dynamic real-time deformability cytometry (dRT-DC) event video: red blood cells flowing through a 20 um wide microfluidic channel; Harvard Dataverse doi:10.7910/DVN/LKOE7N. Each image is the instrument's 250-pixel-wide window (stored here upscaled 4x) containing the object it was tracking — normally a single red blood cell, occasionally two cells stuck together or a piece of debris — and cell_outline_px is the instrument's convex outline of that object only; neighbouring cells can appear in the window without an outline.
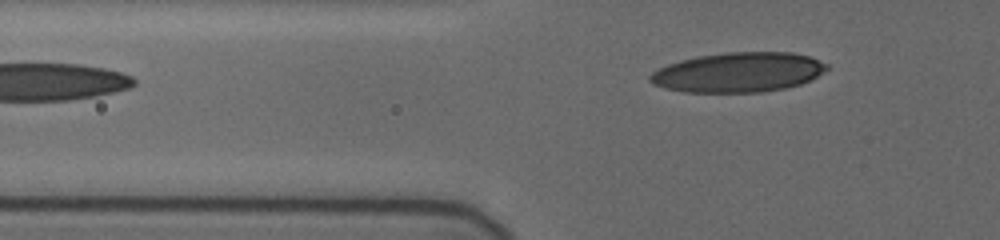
{"species": "human", "species_latin": "Homo sapiens", "temperature_condition": "cold", "stored_images_in_passage": 29, "camera_frame_rate_fps": 3000, "um_per_image_px": 0.085, "donor": {"sex": "female"}, "frame": {"image": 1, "passage_image": 2, "time_ms": 0.333, "image_size_px": [1000, 240], "cell_outline_px": [[828, 68], [812, 80], [800, 84], [784, 88], [760, 92], [684, 92], [664, 88], [652, 84], [648, 80], [648, 76], [652, 72], [668, 64], [680, 60], [700, 56], [724, 52], [792, 52], [808, 56], [828, 64]], "centroid_in_image_um": [62.74, 6.15], "position_along_channel_um": 63.1, "area_um2": 40.98}}
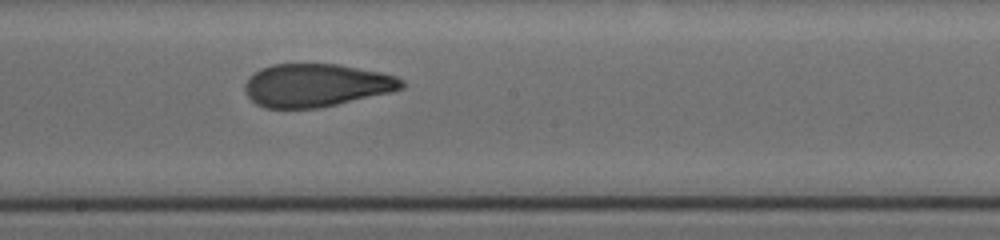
{"frame": {"image": 2, "passage_image": 10, "time_ms": 5.0, "image_size_px": [1000, 240], "cell_outline_px": [[404, 88], [392, 92], [320, 108], [264, 108], [256, 104], [244, 92], [244, 84], [248, 76], [260, 68], [272, 64], [340, 64], [380, 72], [396, 76], [404, 80]], "centroid_in_image_um": [26.86, 7.25], "position_along_channel_um": 221.3, "area_um2": 39.71}}
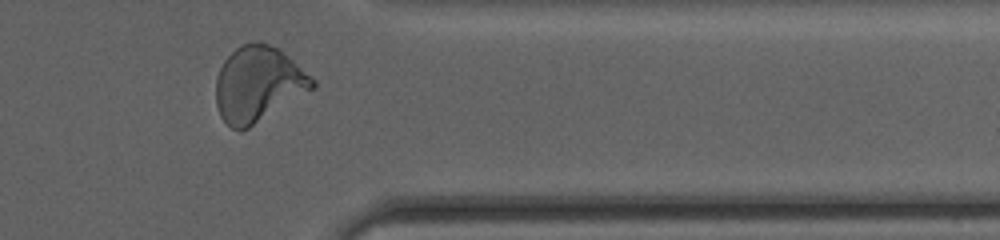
{"frame": {"image": 3, "passage_image": 27, "time_ms": 9.667, "image_size_px": [1000, 240], "cell_outline_px": [[316, 88], [248, 128], [232, 128], [220, 116], [216, 104], [216, 76], [224, 60], [240, 44], [260, 40], [280, 48], [312, 76], [316, 80]], "centroid_in_image_um": [21.98, 7.11], "position_along_channel_um": 389.4, "area_um2": 42.66}, "authors_computed_cell_mechanics": {"area_um2": 39.7086, "velocity_mm_per_s": 3.6865, "shape_relaxation_time_tau1_ms": 6.4306, "shape_relaxation_time_tau2_ms": 1.0521, "deformation_change_tau1": 0.1804, "deformation_change_tau2": 0.0705}}